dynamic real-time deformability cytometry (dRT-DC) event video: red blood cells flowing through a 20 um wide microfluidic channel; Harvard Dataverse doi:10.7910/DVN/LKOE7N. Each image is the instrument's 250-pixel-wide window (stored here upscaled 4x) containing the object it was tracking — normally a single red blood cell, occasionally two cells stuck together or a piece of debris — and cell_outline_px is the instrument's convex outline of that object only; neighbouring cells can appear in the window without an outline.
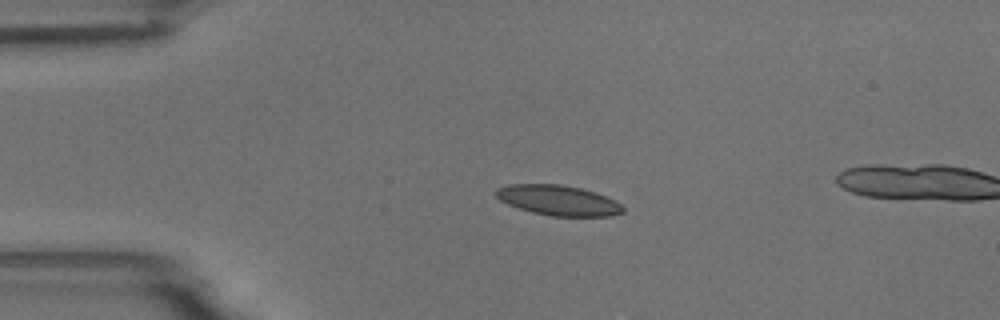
{"species": "common noctule bat (a hibernating species)", "species_latin": "Nyctalus noctula", "temperature_condition": "room temperature", "stored_images_in_passage": 13, "camera_frame_rate_fps": 3000, "um_per_image_px": 0.085, "animal": {"sex": "male", "body_mass_g": 18.8}, "frame": {"image": 1, "passage_image": 10, "time_ms": 3.0, "image_size_px": [1000, 320], "cell_outline_px": [[624, 212], [612, 216], [552, 216], [532, 212], [508, 204], [500, 200], [496, 196], [496, 188], [508, 184], [560, 184], [580, 188], [596, 192], [616, 200], [624, 208]], "centroid_in_image_um": [47.47, 17.02], "position_along_channel_um": 37.5, "area_um2": 22.37}}